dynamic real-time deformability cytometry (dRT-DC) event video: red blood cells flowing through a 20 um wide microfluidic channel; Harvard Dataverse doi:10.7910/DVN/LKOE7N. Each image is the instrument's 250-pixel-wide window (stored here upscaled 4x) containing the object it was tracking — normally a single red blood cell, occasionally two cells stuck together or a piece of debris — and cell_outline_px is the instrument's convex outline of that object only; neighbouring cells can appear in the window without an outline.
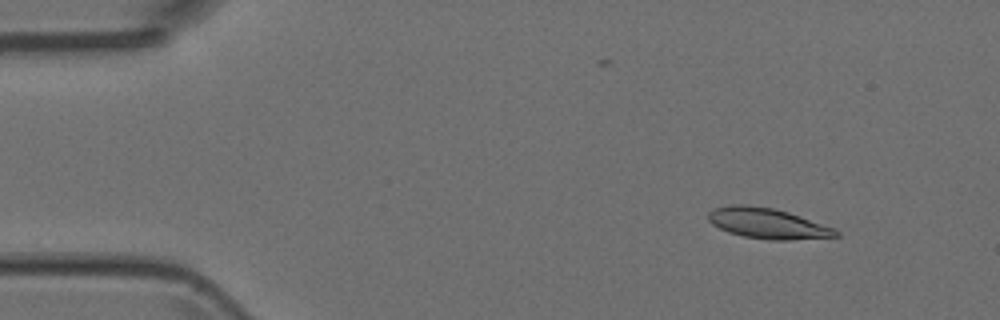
{"species": "Egyptian fruit bat (a non-hibernating species)", "species_latin": "Rousettus aegyptiacus", "temperature_condition": "room temperature", "stored_images_in_passage": 6, "camera_frame_rate_fps": 3000, "um_per_image_px": 0.085, "animal": {"sex": "female"}, "frame": {"image": 1, "passage_image": 1, "time_ms": 0.0, "image_size_px": [1000, 320], "cell_outline_px": [[840, 236], [788, 240], [772, 240], [744, 236], [728, 232], [712, 224], [708, 220], [708, 212], [716, 208], [732, 204], [744, 204], [772, 208], [788, 212], [836, 228], [840, 232]], "centroid_in_image_um": [65.27, 18.99], "position_along_channel_um": 19.7, "area_um2": 22.6}}
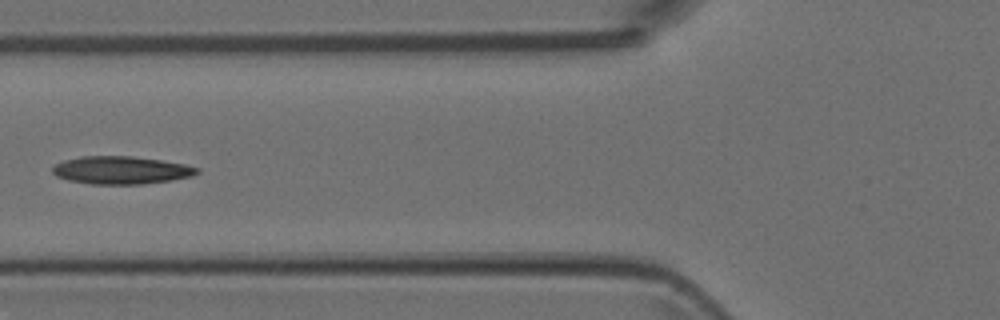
{"frame": {"image": 2, "passage_image": 5, "time_ms": 1.333, "image_size_px": [1000, 320], "cell_outline_px": [[200, 172], [192, 176], [172, 180], [144, 184], [88, 184], [68, 180], [56, 176], [52, 172], [52, 168], [56, 164], [64, 160], [80, 156], [132, 156], [160, 160], [184, 164], [200, 168]], "centroid_in_image_um": [10.3, 14.47], "position_along_channel_um": 115.5, "area_um2": 23.52}}
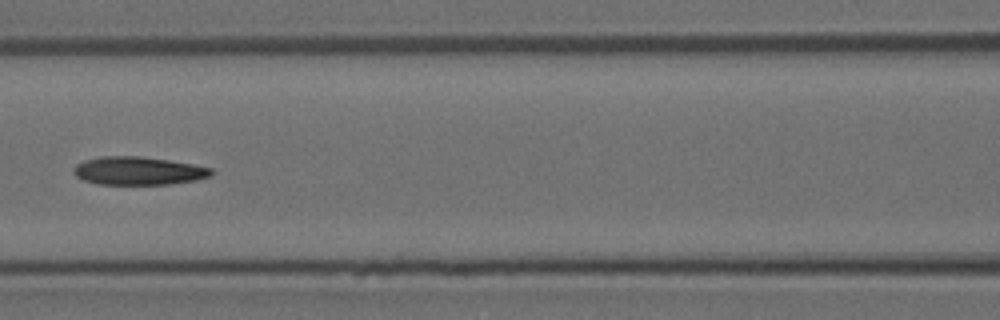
{"frame": {"image": 3, "passage_image": 6, "time_ms": 1.667, "image_size_px": [1000, 320], "cell_outline_px": [[212, 176], [196, 180], [172, 184], [96, 184], [84, 180], [76, 176], [72, 172], [72, 168], [76, 164], [84, 160], [100, 156], [140, 156], [168, 160], [192, 164], [212, 168]], "centroid_in_image_um": [11.73, 14.52], "position_along_channel_um": 154.9, "area_um2": 22.72}}